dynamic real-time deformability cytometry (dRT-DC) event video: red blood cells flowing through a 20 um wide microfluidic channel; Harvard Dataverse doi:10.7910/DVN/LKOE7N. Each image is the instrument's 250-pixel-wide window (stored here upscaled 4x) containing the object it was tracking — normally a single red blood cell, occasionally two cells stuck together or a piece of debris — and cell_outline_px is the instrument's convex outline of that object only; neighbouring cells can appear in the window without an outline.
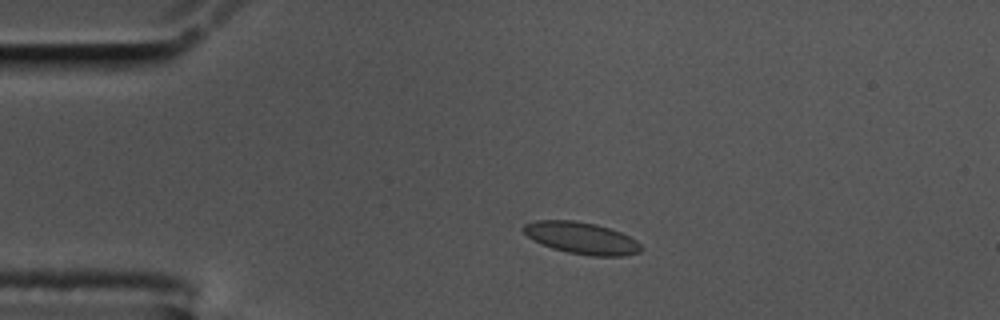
{"species": "common noctule bat (a hibernating species)", "species_latin": "Nyctalus noctula", "temperature_condition": "cold", "stored_images_in_passage": 47, "camera_frame_rate_fps": 3000, "um_per_image_px": 0.085, "animal": {"sex": "male", "body_mass_g": 17.5, "forearm_length_mm": 52.3}, "frame": {"image": 1, "passage_image": 1, "time_ms": 0.0, "image_size_px": [1000, 320], "cell_outline_px": [[644, 248], [640, 252], [624, 256], [592, 256], [568, 252], [552, 248], [528, 236], [520, 228], [524, 224], [536, 220], [572, 220], [596, 224], [620, 232], [636, 240]], "centroid_in_image_um": [49.45, 20.23], "position_along_channel_um": 35.6, "area_um2": 21.68}}
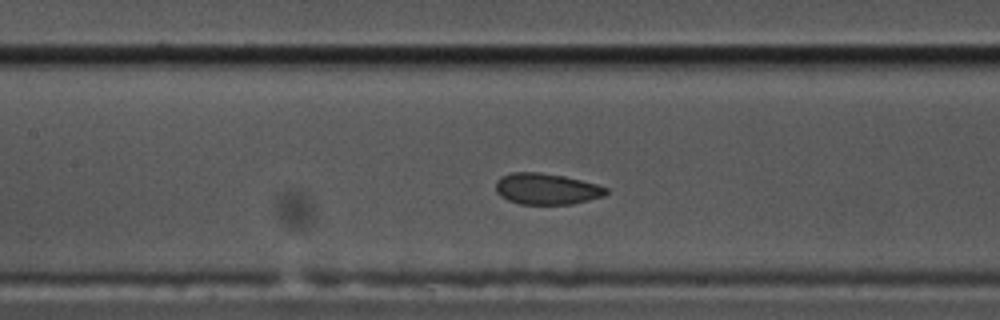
{"frame": {"image": 2, "passage_image": 15, "time_ms": 4.667, "image_size_px": [1000, 320], "cell_outline_px": [[608, 192], [604, 196], [572, 204], [520, 204], [508, 200], [500, 196], [496, 192], [496, 180], [500, 176], [512, 172], [540, 172], [564, 176], [596, 184], [608, 188]], "centroid_in_image_um": [46.43, 16.05], "position_along_channel_um": 161.0, "area_um2": 20.11}}
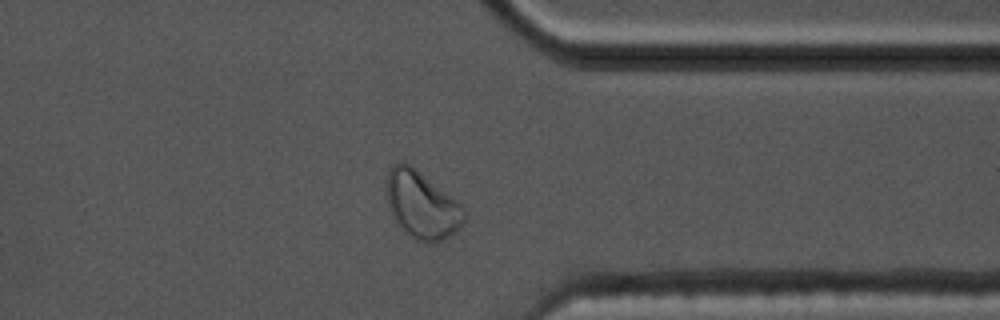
{"frame": {"image": 3, "passage_image": 34, "time_ms": 11.0, "image_size_px": [1000, 320], "cell_outline_px": [[464, 224], [460, 228], [448, 236], [440, 240], [428, 244], [416, 240], [404, 232], [396, 224], [388, 208], [388, 172], [392, 164], [408, 164], [456, 200], [464, 208]], "centroid_in_image_um": [35.85, 17.49], "position_along_channel_um": 375.5, "area_um2": 29.77}, "authors_computed_cell_mechanics": {"area_um2": 21.1548, "velocity_mm_per_s": 3.4594, "shape_relaxation_time_tau1_ms": null, "shape_relaxation_time_tau2_ms": 1.5714, "deformation_change_tau1": null, "deformation_change_tau2": 0.0414}}